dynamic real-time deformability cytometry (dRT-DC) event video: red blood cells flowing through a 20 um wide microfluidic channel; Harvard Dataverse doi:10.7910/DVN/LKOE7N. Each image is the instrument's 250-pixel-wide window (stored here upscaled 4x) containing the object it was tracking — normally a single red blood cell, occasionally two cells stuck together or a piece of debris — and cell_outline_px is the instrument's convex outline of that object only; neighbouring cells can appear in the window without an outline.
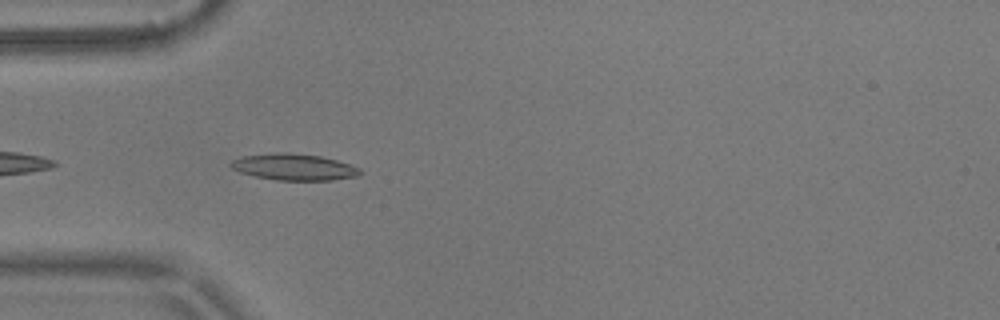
{"species": "common noctule bat (a hibernating species)", "species_latin": "Nyctalus noctula", "temperature_condition": "warm", "stored_images_in_passage": 3, "camera_frame_rate_fps": 3000, "um_per_image_px": 0.085, "animal": {"sex": "male", "body_mass_g": 17.9}, "frame": {"image": 1, "passage_image": 1, "time_ms": 0.0, "image_size_px": [1000, 320], "cell_outline_px": [[364, 172], [356, 176], [332, 180], [276, 180], [256, 176], [240, 172], [232, 168], [228, 164], [232, 160], [240, 156], [272, 152], [288, 152], [320, 156], [336, 160], [360, 168]], "centroid_in_image_um": [24.95, 14.18], "position_along_channel_um": 60.0, "area_um2": 20.0}}
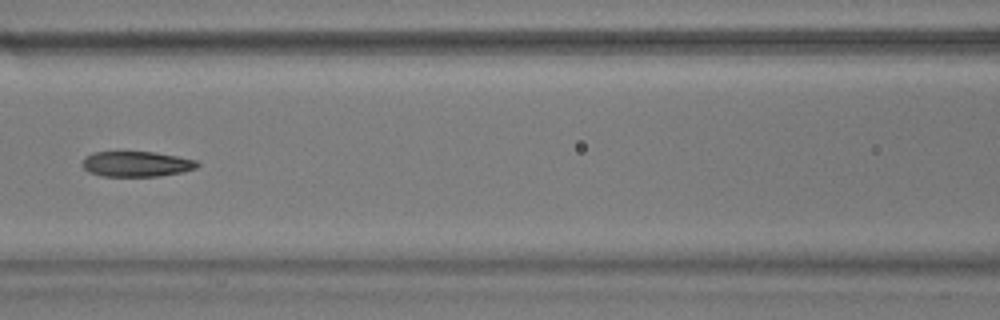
{"frame": {"image": 2, "passage_image": 3, "time_ms": 0.667, "image_size_px": [1000, 320], "cell_outline_px": [[200, 164], [196, 168], [184, 172], [160, 176], [104, 176], [88, 172], [84, 168], [84, 160], [92, 152], [156, 152], [196, 160]], "centroid_in_image_um": [11.65, 13.94], "position_along_channel_um": 154.9, "area_um2": 16.88}}